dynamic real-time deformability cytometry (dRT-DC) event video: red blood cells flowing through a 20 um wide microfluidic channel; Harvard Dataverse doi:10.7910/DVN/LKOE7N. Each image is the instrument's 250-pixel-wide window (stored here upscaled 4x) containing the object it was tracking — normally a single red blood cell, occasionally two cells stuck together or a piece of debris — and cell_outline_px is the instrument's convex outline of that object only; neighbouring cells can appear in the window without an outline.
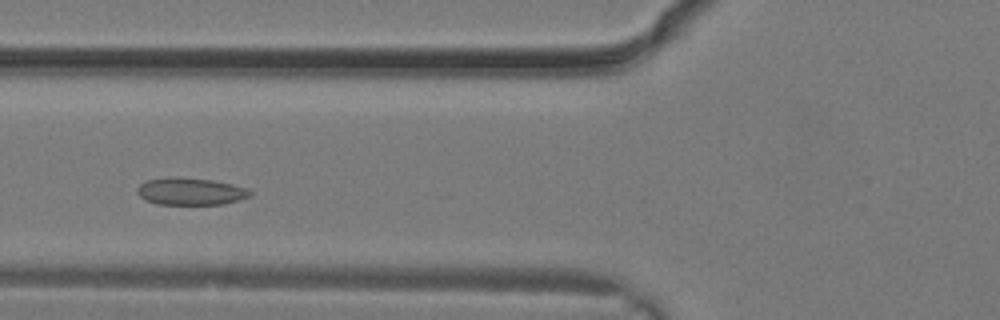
{"species": "common noctule bat (a hibernating species)", "species_latin": "Nyctalus noctula", "temperature_condition": "warm", "stored_images_in_passage": 10, "camera_frame_rate_fps": 3000, "um_per_image_px": 0.085, "animal": {"sex": "male", "body_mass_g": 19.2, "forearm_length_mm": 51.8}, "frame": {"image": 1, "passage_image": 7, "time_ms": 2.0, "image_size_px": [1000, 320], "cell_outline_px": [[252, 196], [240, 200], [224, 204], [156, 204], [140, 196], [136, 192], [136, 188], [140, 184], [148, 180], [172, 176], [176, 176], [212, 180], [232, 184], [248, 188], [252, 192]], "centroid_in_image_um": [16.23, 16.26], "position_along_channel_um": 109.6, "area_um2": 18.03}}
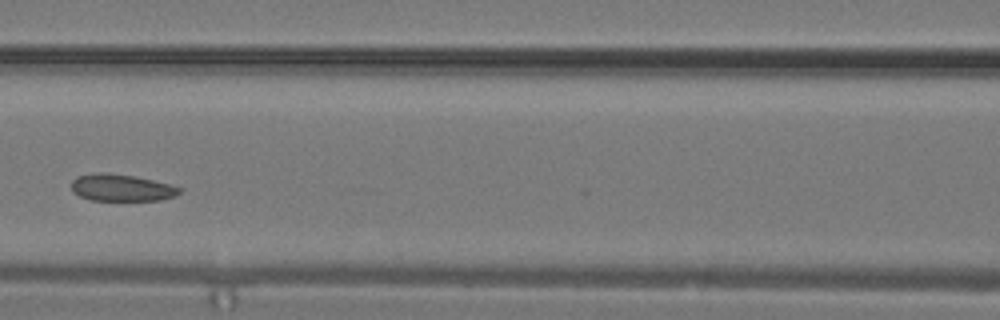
{"frame": {"image": 2, "passage_image": 9, "time_ms": 2.667, "image_size_px": [1000, 320], "cell_outline_px": [[184, 188], [176, 196], [160, 200], [92, 200], [80, 196], [72, 192], [72, 180], [76, 176], [96, 172], [104, 172], [136, 176]], "centroid_in_image_um": [10.32, 15.95], "position_along_channel_um": 156.3, "area_um2": 17.05}}